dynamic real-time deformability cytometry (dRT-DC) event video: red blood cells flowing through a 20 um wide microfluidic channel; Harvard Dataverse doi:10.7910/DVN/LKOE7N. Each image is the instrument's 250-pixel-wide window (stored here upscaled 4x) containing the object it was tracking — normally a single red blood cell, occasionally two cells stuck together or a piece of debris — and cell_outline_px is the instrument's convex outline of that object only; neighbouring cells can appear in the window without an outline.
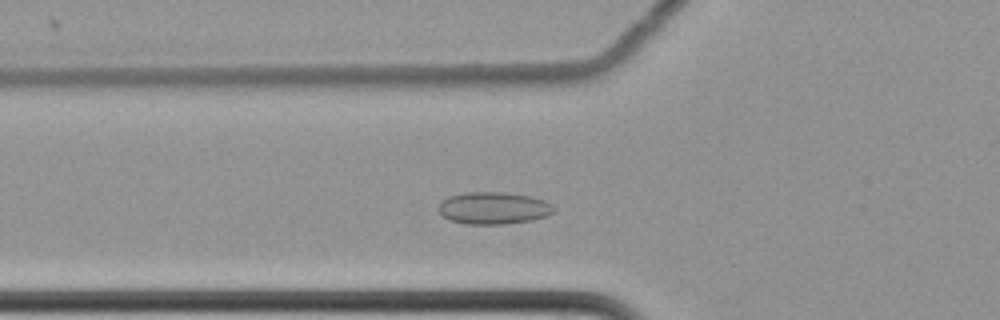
{"species": "common noctule bat (a hibernating species)", "species_latin": "Nyctalus noctula", "temperature_condition": "cold", "stored_images_in_passage": 54, "camera_frame_rate_fps": 3000, "um_per_image_px": 0.085, "animal": {"sex": "female", "body_mass_g": 22.7, "forearm_length_mm": 54.2}, "frame": {"image": 1, "passage_image": 16, "time_ms": 5.0, "image_size_px": [1000, 320], "cell_outline_px": [[556, 212], [548, 216], [532, 220], [504, 224], [464, 224], [448, 220], [440, 216], [436, 208], [448, 196], [468, 192], [504, 192], [528, 196], [544, 200], [552, 204], [556, 208]], "centroid_in_image_um": [41.94, 17.7], "position_along_channel_um": 83.9, "area_um2": 21.96}}
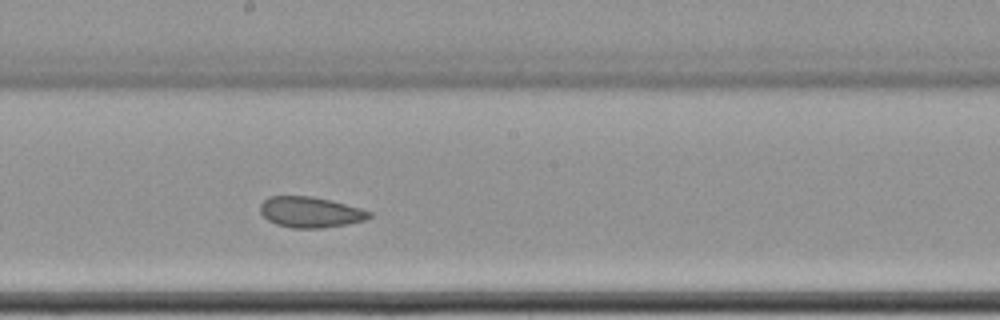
{"frame": {"image": 2, "passage_image": 28, "time_ms": 9.0, "image_size_px": [1000, 320], "cell_outline_px": [[372, 216], [364, 220], [344, 224], [320, 228], [292, 228], [276, 224], [268, 220], [260, 212], [260, 204], [268, 196], [312, 196], [360, 208], [372, 212]], "centroid_in_image_um": [26.34, 18.03], "position_along_channel_um": 221.9, "area_um2": 19.31}}
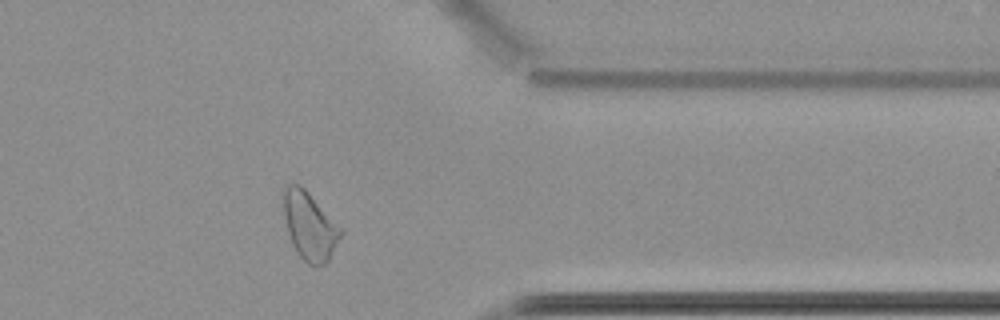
{"frame": {"image": 3, "passage_image": 43, "time_ms": 14.0, "image_size_px": [1000, 320], "cell_outline_px": [[344, 232], [328, 260], [324, 264], [316, 268], [308, 264], [300, 256], [292, 244], [288, 232], [284, 212], [284, 184], [300, 184], [344, 228]], "centroid_in_image_um": [26.36, 19.21], "position_along_channel_um": 385.0, "area_um2": 22.77}, "authors_computed_cell_mechanics": {"area_um2": 21.964, "velocity_mm_per_s": 3.4631, "shape_relaxation_time_tau1_ms": null, "shape_relaxation_time_tau2_ms": 3.8714, "deformation_change_tau1": null, "deformation_change_tau2": 0.0643}}